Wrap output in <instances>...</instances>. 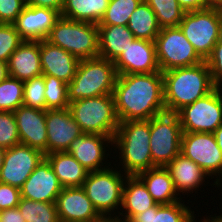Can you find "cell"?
Masks as SVG:
<instances>
[{
    "mask_svg": "<svg viewBox=\"0 0 222 222\" xmlns=\"http://www.w3.org/2000/svg\"><path fill=\"white\" fill-rule=\"evenodd\" d=\"M112 95L119 122L149 120L166 112L162 72L118 75Z\"/></svg>",
    "mask_w": 222,
    "mask_h": 222,
    "instance_id": "1",
    "label": "cell"
},
{
    "mask_svg": "<svg viewBox=\"0 0 222 222\" xmlns=\"http://www.w3.org/2000/svg\"><path fill=\"white\" fill-rule=\"evenodd\" d=\"M149 120L119 122L113 138V154L117 167L128 176H136L142 171L155 168L150 151ZM118 151H117V150Z\"/></svg>",
    "mask_w": 222,
    "mask_h": 222,
    "instance_id": "2",
    "label": "cell"
},
{
    "mask_svg": "<svg viewBox=\"0 0 222 222\" xmlns=\"http://www.w3.org/2000/svg\"><path fill=\"white\" fill-rule=\"evenodd\" d=\"M166 112L177 113L184 106L212 92L213 83L206 61L162 72Z\"/></svg>",
    "mask_w": 222,
    "mask_h": 222,
    "instance_id": "3",
    "label": "cell"
},
{
    "mask_svg": "<svg viewBox=\"0 0 222 222\" xmlns=\"http://www.w3.org/2000/svg\"><path fill=\"white\" fill-rule=\"evenodd\" d=\"M117 76L113 61L99 56L81 59L75 76L68 83L69 103L84 98L113 94Z\"/></svg>",
    "mask_w": 222,
    "mask_h": 222,
    "instance_id": "4",
    "label": "cell"
},
{
    "mask_svg": "<svg viewBox=\"0 0 222 222\" xmlns=\"http://www.w3.org/2000/svg\"><path fill=\"white\" fill-rule=\"evenodd\" d=\"M127 176L114 163L113 166L110 165L105 169L88 172L82 188L104 219L118 217L122 206L123 186Z\"/></svg>",
    "mask_w": 222,
    "mask_h": 222,
    "instance_id": "5",
    "label": "cell"
},
{
    "mask_svg": "<svg viewBox=\"0 0 222 222\" xmlns=\"http://www.w3.org/2000/svg\"><path fill=\"white\" fill-rule=\"evenodd\" d=\"M46 40L68 51L79 60L98 57V24L60 16Z\"/></svg>",
    "mask_w": 222,
    "mask_h": 222,
    "instance_id": "6",
    "label": "cell"
},
{
    "mask_svg": "<svg viewBox=\"0 0 222 222\" xmlns=\"http://www.w3.org/2000/svg\"><path fill=\"white\" fill-rule=\"evenodd\" d=\"M69 110L83 133L114 138L119 120L112 94L73 101Z\"/></svg>",
    "mask_w": 222,
    "mask_h": 222,
    "instance_id": "7",
    "label": "cell"
},
{
    "mask_svg": "<svg viewBox=\"0 0 222 222\" xmlns=\"http://www.w3.org/2000/svg\"><path fill=\"white\" fill-rule=\"evenodd\" d=\"M178 27L205 61L220 40L222 10L206 8L186 12Z\"/></svg>",
    "mask_w": 222,
    "mask_h": 222,
    "instance_id": "8",
    "label": "cell"
},
{
    "mask_svg": "<svg viewBox=\"0 0 222 222\" xmlns=\"http://www.w3.org/2000/svg\"><path fill=\"white\" fill-rule=\"evenodd\" d=\"M150 151L155 167H165L180 154L182 128L177 113L164 112L149 119Z\"/></svg>",
    "mask_w": 222,
    "mask_h": 222,
    "instance_id": "9",
    "label": "cell"
},
{
    "mask_svg": "<svg viewBox=\"0 0 222 222\" xmlns=\"http://www.w3.org/2000/svg\"><path fill=\"white\" fill-rule=\"evenodd\" d=\"M180 153L201 167L211 179L215 178L211 187L222 189V151L213 133L183 132Z\"/></svg>",
    "mask_w": 222,
    "mask_h": 222,
    "instance_id": "10",
    "label": "cell"
},
{
    "mask_svg": "<svg viewBox=\"0 0 222 222\" xmlns=\"http://www.w3.org/2000/svg\"><path fill=\"white\" fill-rule=\"evenodd\" d=\"M155 45L156 59L161 72L204 62L179 27L161 28Z\"/></svg>",
    "mask_w": 222,
    "mask_h": 222,
    "instance_id": "11",
    "label": "cell"
},
{
    "mask_svg": "<svg viewBox=\"0 0 222 222\" xmlns=\"http://www.w3.org/2000/svg\"><path fill=\"white\" fill-rule=\"evenodd\" d=\"M177 114L182 132L213 133L222 124V88L216 87Z\"/></svg>",
    "mask_w": 222,
    "mask_h": 222,
    "instance_id": "12",
    "label": "cell"
},
{
    "mask_svg": "<svg viewBox=\"0 0 222 222\" xmlns=\"http://www.w3.org/2000/svg\"><path fill=\"white\" fill-rule=\"evenodd\" d=\"M112 148V137L99 134L83 133L81 136L75 138L71 142L70 147L66 152L71 154L86 169L87 172H94L105 169L112 164V162H109L108 160L109 156L111 157L112 155L113 157L114 155L111 154L113 152Z\"/></svg>",
    "mask_w": 222,
    "mask_h": 222,
    "instance_id": "13",
    "label": "cell"
},
{
    "mask_svg": "<svg viewBox=\"0 0 222 222\" xmlns=\"http://www.w3.org/2000/svg\"><path fill=\"white\" fill-rule=\"evenodd\" d=\"M44 158L41 151L23 144L6 149L0 183L21 188Z\"/></svg>",
    "mask_w": 222,
    "mask_h": 222,
    "instance_id": "14",
    "label": "cell"
},
{
    "mask_svg": "<svg viewBox=\"0 0 222 222\" xmlns=\"http://www.w3.org/2000/svg\"><path fill=\"white\" fill-rule=\"evenodd\" d=\"M45 122L47 154L66 152L71 142L83 134L69 108L45 110Z\"/></svg>",
    "mask_w": 222,
    "mask_h": 222,
    "instance_id": "15",
    "label": "cell"
},
{
    "mask_svg": "<svg viewBox=\"0 0 222 222\" xmlns=\"http://www.w3.org/2000/svg\"><path fill=\"white\" fill-rule=\"evenodd\" d=\"M118 75L161 72L155 41L134 39L114 61Z\"/></svg>",
    "mask_w": 222,
    "mask_h": 222,
    "instance_id": "16",
    "label": "cell"
},
{
    "mask_svg": "<svg viewBox=\"0 0 222 222\" xmlns=\"http://www.w3.org/2000/svg\"><path fill=\"white\" fill-rule=\"evenodd\" d=\"M60 222H98L104 218L82 187H64L55 201Z\"/></svg>",
    "mask_w": 222,
    "mask_h": 222,
    "instance_id": "17",
    "label": "cell"
},
{
    "mask_svg": "<svg viewBox=\"0 0 222 222\" xmlns=\"http://www.w3.org/2000/svg\"><path fill=\"white\" fill-rule=\"evenodd\" d=\"M63 190L51 164L46 158L35 168L20 188L21 198L55 203Z\"/></svg>",
    "mask_w": 222,
    "mask_h": 222,
    "instance_id": "18",
    "label": "cell"
},
{
    "mask_svg": "<svg viewBox=\"0 0 222 222\" xmlns=\"http://www.w3.org/2000/svg\"><path fill=\"white\" fill-rule=\"evenodd\" d=\"M13 114L18 127L20 144L30 146L47 155L45 110L21 105Z\"/></svg>",
    "mask_w": 222,
    "mask_h": 222,
    "instance_id": "19",
    "label": "cell"
},
{
    "mask_svg": "<svg viewBox=\"0 0 222 222\" xmlns=\"http://www.w3.org/2000/svg\"><path fill=\"white\" fill-rule=\"evenodd\" d=\"M59 17L56 10L26 6L13 25L24 41H39L47 38Z\"/></svg>",
    "mask_w": 222,
    "mask_h": 222,
    "instance_id": "20",
    "label": "cell"
},
{
    "mask_svg": "<svg viewBox=\"0 0 222 222\" xmlns=\"http://www.w3.org/2000/svg\"><path fill=\"white\" fill-rule=\"evenodd\" d=\"M165 168L173 180L175 191L178 193L179 197L187 195L188 198V196H190L189 193L192 194L193 192H195V195L200 188H203V184L206 187L208 183H210L208 182L210 181V177L205 171L181 153L166 165ZM204 182H207V185H205ZM180 193H182V195Z\"/></svg>",
    "mask_w": 222,
    "mask_h": 222,
    "instance_id": "21",
    "label": "cell"
},
{
    "mask_svg": "<svg viewBox=\"0 0 222 222\" xmlns=\"http://www.w3.org/2000/svg\"><path fill=\"white\" fill-rule=\"evenodd\" d=\"M79 59L46 39L40 40V62L42 75L54 76L70 83L75 76Z\"/></svg>",
    "mask_w": 222,
    "mask_h": 222,
    "instance_id": "22",
    "label": "cell"
},
{
    "mask_svg": "<svg viewBox=\"0 0 222 222\" xmlns=\"http://www.w3.org/2000/svg\"><path fill=\"white\" fill-rule=\"evenodd\" d=\"M8 73L10 77L27 81L41 76L40 40L23 41L12 53L8 61Z\"/></svg>",
    "mask_w": 222,
    "mask_h": 222,
    "instance_id": "23",
    "label": "cell"
},
{
    "mask_svg": "<svg viewBox=\"0 0 222 222\" xmlns=\"http://www.w3.org/2000/svg\"><path fill=\"white\" fill-rule=\"evenodd\" d=\"M157 203L137 176H127L123 186L122 206L116 220H131Z\"/></svg>",
    "mask_w": 222,
    "mask_h": 222,
    "instance_id": "24",
    "label": "cell"
},
{
    "mask_svg": "<svg viewBox=\"0 0 222 222\" xmlns=\"http://www.w3.org/2000/svg\"><path fill=\"white\" fill-rule=\"evenodd\" d=\"M146 186L147 191L157 204L168 205L181 201L173 180L165 167H155L136 175Z\"/></svg>",
    "mask_w": 222,
    "mask_h": 222,
    "instance_id": "25",
    "label": "cell"
},
{
    "mask_svg": "<svg viewBox=\"0 0 222 222\" xmlns=\"http://www.w3.org/2000/svg\"><path fill=\"white\" fill-rule=\"evenodd\" d=\"M134 39L127 26L98 25V56L114 62Z\"/></svg>",
    "mask_w": 222,
    "mask_h": 222,
    "instance_id": "26",
    "label": "cell"
},
{
    "mask_svg": "<svg viewBox=\"0 0 222 222\" xmlns=\"http://www.w3.org/2000/svg\"><path fill=\"white\" fill-rule=\"evenodd\" d=\"M51 164L60 184L64 187H82L88 172L67 152H54L45 155Z\"/></svg>",
    "mask_w": 222,
    "mask_h": 222,
    "instance_id": "27",
    "label": "cell"
},
{
    "mask_svg": "<svg viewBox=\"0 0 222 222\" xmlns=\"http://www.w3.org/2000/svg\"><path fill=\"white\" fill-rule=\"evenodd\" d=\"M185 200L173 204H156L145 212L135 215L132 222H193L195 211L185 204Z\"/></svg>",
    "mask_w": 222,
    "mask_h": 222,
    "instance_id": "28",
    "label": "cell"
},
{
    "mask_svg": "<svg viewBox=\"0 0 222 222\" xmlns=\"http://www.w3.org/2000/svg\"><path fill=\"white\" fill-rule=\"evenodd\" d=\"M109 0H63L60 16L99 24L108 7Z\"/></svg>",
    "mask_w": 222,
    "mask_h": 222,
    "instance_id": "29",
    "label": "cell"
},
{
    "mask_svg": "<svg viewBox=\"0 0 222 222\" xmlns=\"http://www.w3.org/2000/svg\"><path fill=\"white\" fill-rule=\"evenodd\" d=\"M127 27L132 31L135 39L155 41L161 27L151 7L142 0L131 14Z\"/></svg>",
    "mask_w": 222,
    "mask_h": 222,
    "instance_id": "30",
    "label": "cell"
},
{
    "mask_svg": "<svg viewBox=\"0 0 222 222\" xmlns=\"http://www.w3.org/2000/svg\"><path fill=\"white\" fill-rule=\"evenodd\" d=\"M17 207L26 222H60L55 203L20 198Z\"/></svg>",
    "mask_w": 222,
    "mask_h": 222,
    "instance_id": "31",
    "label": "cell"
},
{
    "mask_svg": "<svg viewBox=\"0 0 222 222\" xmlns=\"http://www.w3.org/2000/svg\"><path fill=\"white\" fill-rule=\"evenodd\" d=\"M156 15L158 25L163 27H178L184 17V11L178 0H145Z\"/></svg>",
    "mask_w": 222,
    "mask_h": 222,
    "instance_id": "32",
    "label": "cell"
},
{
    "mask_svg": "<svg viewBox=\"0 0 222 222\" xmlns=\"http://www.w3.org/2000/svg\"><path fill=\"white\" fill-rule=\"evenodd\" d=\"M142 0H112L109 1L104 16L98 25L127 26L129 18Z\"/></svg>",
    "mask_w": 222,
    "mask_h": 222,
    "instance_id": "33",
    "label": "cell"
},
{
    "mask_svg": "<svg viewBox=\"0 0 222 222\" xmlns=\"http://www.w3.org/2000/svg\"><path fill=\"white\" fill-rule=\"evenodd\" d=\"M24 82L8 76L0 82V111L14 112L23 105Z\"/></svg>",
    "mask_w": 222,
    "mask_h": 222,
    "instance_id": "34",
    "label": "cell"
},
{
    "mask_svg": "<svg viewBox=\"0 0 222 222\" xmlns=\"http://www.w3.org/2000/svg\"><path fill=\"white\" fill-rule=\"evenodd\" d=\"M46 110L69 108L68 84L54 76L44 75Z\"/></svg>",
    "mask_w": 222,
    "mask_h": 222,
    "instance_id": "35",
    "label": "cell"
},
{
    "mask_svg": "<svg viewBox=\"0 0 222 222\" xmlns=\"http://www.w3.org/2000/svg\"><path fill=\"white\" fill-rule=\"evenodd\" d=\"M44 75L24 81L23 105L38 110H46Z\"/></svg>",
    "mask_w": 222,
    "mask_h": 222,
    "instance_id": "36",
    "label": "cell"
},
{
    "mask_svg": "<svg viewBox=\"0 0 222 222\" xmlns=\"http://www.w3.org/2000/svg\"><path fill=\"white\" fill-rule=\"evenodd\" d=\"M23 41L13 24L0 23V61L8 63L12 53Z\"/></svg>",
    "mask_w": 222,
    "mask_h": 222,
    "instance_id": "37",
    "label": "cell"
},
{
    "mask_svg": "<svg viewBox=\"0 0 222 222\" xmlns=\"http://www.w3.org/2000/svg\"><path fill=\"white\" fill-rule=\"evenodd\" d=\"M20 144L13 112L0 111V147L8 149Z\"/></svg>",
    "mask_w": 222,
    "mask_h": 222,
    "instance_id": "38",
    "label": "cell"
},
{
    "mask_svg": "<svg viewBox=\"0 0 222 222\" xmlns=\"http://www.w3.org/2000/svg\"><path fill=\"white\" fill-rule=\"evenodd\" d=\"M211 73L213 83L222 88V40L214 46L211 55L205 60Z\"/></svg>",
    "mask_w": 222,
    "mask_h": 222,
    "instance_id": "39",
    "label": "cell"
},
{
    "mask_svg": "<svg viewBox=\"0 0 222 222\" xmlns=\"http://www.w3.org/2000/svg\"><path fill=\"white\" fill-rule=\"evenodd\" d=\"M25 7V0H0V23L13 24Z\"/></svg>",
    "mask_w": 222,
    "mask_h": 222,
    "instance_id": "40",
    "label": "cell"
},
{
    "mask_svg": "<svg viewBox=\"0 0 222 222\" xmlns=\"http://www.w3.org/2000/svg\"><path fill=\"white\" fill-rule=\"evenodd\" d=\"M20 198V188L0 183V211L17 207Z\"/></svg>",
    "mask_w": 222,
    "mask_h": 222,
    "instance_id": "41",
    "label": "cell"
},
{
    "mask_svg": "<svg viewBox=\"0 0 222 222\" xmlns=\"http://www.w3.org/2000/svg\"><path fill=\"white\" fill-rule=\"evenodd\" d=\"M26 6H37L62 12L63 0H25Z\"/></svg>",
    "mask_w": 222,
    "mask_h": 222,
    "instance_id": "42",
    "label": "cell"
},
{
    "mask_svg": "<svg viewBox=\"0 0 222 222\" xmlns=\"http://www.w3.org/2000/svg\"><path fill=\"white\" fill-rule=\"evenodd\" d=\"M0 222H26L18 207L0 211Z\"/></svg>",
    "mask_w": 222,
    "mask_h": 222,
    "instance_id": "43",
    "label": "cell"
},
{
    "mask_svg": "<svg viewBox=\"0 0 222 222\" xmlns=\"http://www.w3.org/2000/svg\"><path fill=\"white\" fill-rule=\"evenodd\" d=\"M178 3L186 12L205 9V0H178Z\"/></svg>",
    "mask_w": 222,
    "mask_h": 222,
    "instance_id": "44",
    "label": "cell"
},
{
    "mask_svg": "<svg viewBox=\"0 0 222 222\" xmlns=\"http://www.w3.org/2000/svg\"><path fill=\"white\" fill-rule=\"evenodd\" d=\"M9 76L8 63L0 61V82Z\"/></svg>",
    "mask_w": 222,
    "mask_h": 222,
    "instance_id": "45",
    "label": "cell"
},
{
    "mask_svg": "<svg viewBox=\"0 0 222 222\" xmlns=\"http://www.w3.org/2000/svg\"><path fill=\"white\" fill-rule=\"evenodd\" d=\"M206 8H217L222 10V0H205Z\"/></svg>",
    "mask_w": 222,
    "mask_h": 222,
    "instance_id": "46",
    "label": "cell"
},
{
    "mask_svg": "<svg viewBox=\"0 0 222 222\" xmlns=\"http://www.w3.org/2000/svg\"><path fill=\"white\" fill-rule=\"evenodd\" d=\"M218 147L222 151V124L213 132Z\"/></svg>",
    "mask_w": 222,
    "mask_h": 222,
    "instance_id": "47",
    "label": "cell"
},
{
    "mask_svg": "<svg viewBox=\"0 0 222 222\" xmlns=\"http://www.w3.org/2000/svg\"><path fill=\"white\" fill-rule=\"evenodd\" d=\"M5 152H6V149L0 147V170H1L3 162H4Z\"/></svg>",
    "mask_w": 222,
    "mask_h": 222,
    "instance_id": "48",
    "label": "cell"
},
{
    "mask_svg": "<svg viewBox=\"0 0 222 222\" xmlns=\"http://www.w3.org/2000/svg\"><path fill=\"white\" fill-rule=\"evenodd\" d=\"M196 220L197 218L193 222H197ZM199 222H217V221L211 215H209L206 217L203 216V219Z\"/></svg>",
    "mask_w": 222,
    "mask_h": 222,
    "instance_id": "49",
    "label": "cell"
},
{
    "mask_svg": "<svg viewBox=\"0 0 222 222\" xmlns=\"http://www.w3.org/2000/svg\"><path fill=\"white\" fill-rule=\"evenodd\" d=\"M220 215L216 216L217 214H214V216L211 214V216L217 221L222 222V214L219 212Z\"/></svg>",
    "mask_w": 222,
    "mask_h": 222,
    "instance_id": "50",
    "label": "cell"
},
{
    "mask_svg": "<svg viewBox=\"0 0 222 222\" xmlns=\"http://www.w3.org/2000/svg\"><path fill=\"white\" fill-rule=\"evenodd\" d=\"M98 222H118L116 219H104L102 221H98Z\"/></svg>",
    "mask_w": 222,
    "mask_h": 222,
    "instance_id": "51",
    "label": "cell"
},
{
    "mask_svg": "<svg viewBox=\"0 0 222 222\" xmlns=\"http://www.w3.org/2000/svg\"><path fill=\"white\" fill-rule=\"evenodd\" d=\"M118 222H132L131 220L128 219H123V220H117Z\"/></svg>",
    "mask_w": 222,
    "mask_h": 222,
    "instance_id": "52",
    "label": "cell"
},
{
    "mask_svg": "<svg viewBox=\"0 0 222 222\" xmlns=\"http://www.w3.org/2000/svg\"><path fill=\"white\" fill-rule=\"evenodd\" d=\"M220 39L222 40V27H221V36H220Z\"/></svg>",
    "mask_w": 222,
    "mask_h": 222,
    "instance_id": "53",
    "label": "cell"
}]
</instances>
